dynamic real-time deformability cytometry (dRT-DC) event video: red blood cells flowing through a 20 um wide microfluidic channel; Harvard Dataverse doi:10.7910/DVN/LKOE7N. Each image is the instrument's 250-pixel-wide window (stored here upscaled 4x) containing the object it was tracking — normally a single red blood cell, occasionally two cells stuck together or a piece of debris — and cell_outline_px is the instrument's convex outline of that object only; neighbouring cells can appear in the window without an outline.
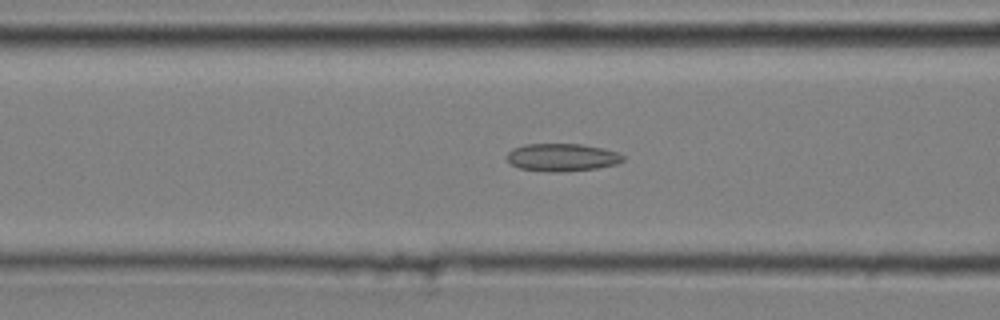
{"species": "common noctule bat (a hibernating species)", "species_latin": "Nyctalus noctula", "temperature_condition": "cold", "stored_images_in_passage": 49, "camera_frame_rate_fps": 3000, "um_per_image_px": 0.085, "animal": {"sex": "male", "body_mass_g": 20.4}, "frame": {"image": 1, "passage_image": 20, "time_ms": 6.333, "image_size_px": [1000, 320], "cell_outline_px": [[624, 160], [616, 164], [596, 168], [564, 172], [548, 172], [520, 168], [512, 164], [508, 160], [508, 152], [512, 148], [524, 144], [580, 144], [604, 148], [616, 152], [624, 156]], "centroid_in_image_um": [47.77, 13.37], "position_along_channel_um": 118.8, "area_um2": 18.73}}
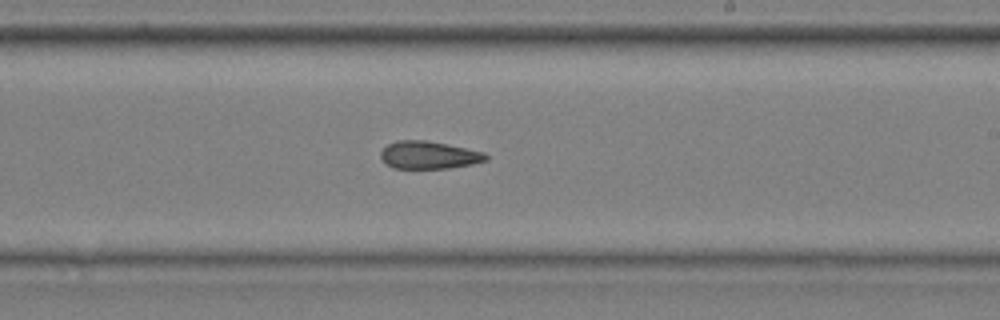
{"frame": {"image": 2, "passage_image": 31, "time_ms": 10.0, "image_size_px": [1000, 320], "cell_outline_px": [[488, 160], [472, 164], [448, 168], [392, 168], [380, 156], [380, 152], [388, 144], [396, 140], [428, 140], [484, 152], [488, 156]], "centroid_in_image_um": [36.46, 13.17], "position_along_channel_um": 252.5, "area_um2": 16.88}}
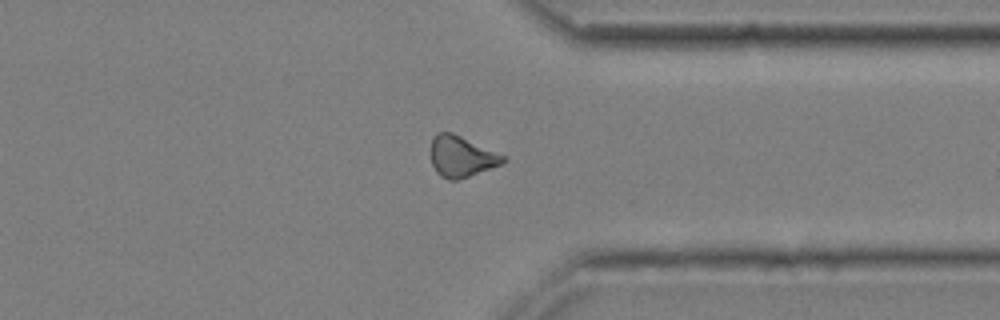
{"frame": {"image": 3, "passage_image": 41, "time_ms": 13.333, "image_size_px": [1000, 320], "cell_outline_px": [[508, 160], [500, 164], [468, 176], [456, 180], [448, 180], [440, 176], [436, 172], [432, 164], [432, 136], [436, 132], [452, 132], [504, 156]], "centroid_in_image_um": [39.18, 13.3], "position_along_channel_um": 372.2, "area_um2": 16.88}, "authors_computed_cell_mechanics": {"area_um2": 17.5712, "velocity_mm_per_s": 3.6524, "shape_relaxation_time_tau1_ms": null, "shape_relaxation_time_tau2_ms": 10.8715, "deformation_change_tau1": null, "deformation_change_tau2": 0.1964}}